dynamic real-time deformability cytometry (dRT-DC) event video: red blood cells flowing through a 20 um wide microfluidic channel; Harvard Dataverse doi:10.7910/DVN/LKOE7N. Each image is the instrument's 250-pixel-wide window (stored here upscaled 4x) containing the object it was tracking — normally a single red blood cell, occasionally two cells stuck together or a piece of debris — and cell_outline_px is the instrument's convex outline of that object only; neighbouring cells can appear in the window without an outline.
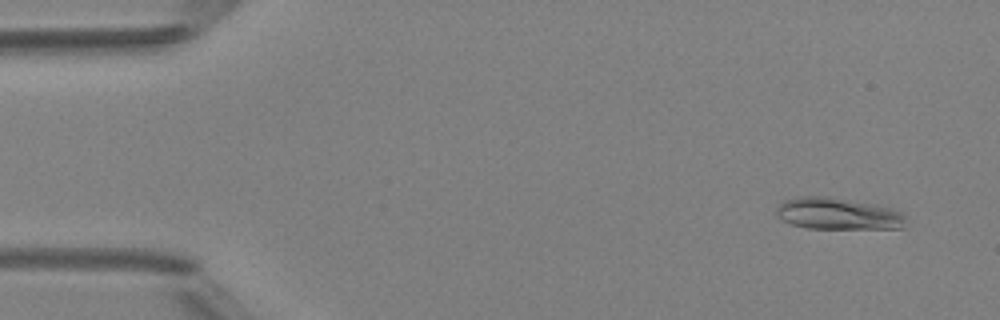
{"species": "Egyptian fruit bat (a non-hibernating species)", "species_latin": "Rousettus aegyptiacus", "temperature_condition": "room temperature", "stored_images_in_passage": 50, "camera_frame_rate_fps": 3000, "um_per_image_px": 0.085, "animal": {"sex": "female"}, "frame": {"image": 1, "passage_image": 4, "time_ms": 1.0, "image_size_px": [1000, 320], "cell_outline_px": [[908, 216], [904, 228], [808, 228], [792, 224], [780, 220], [776, 216], [776, 208], [784, 200], [800, 196], [828, 196], [880, 204], [892, 208]], "centroid_in_image_um": [71.26, 18.15], "position_along_channel_um": 13.7, "area_um2": 24.39}}
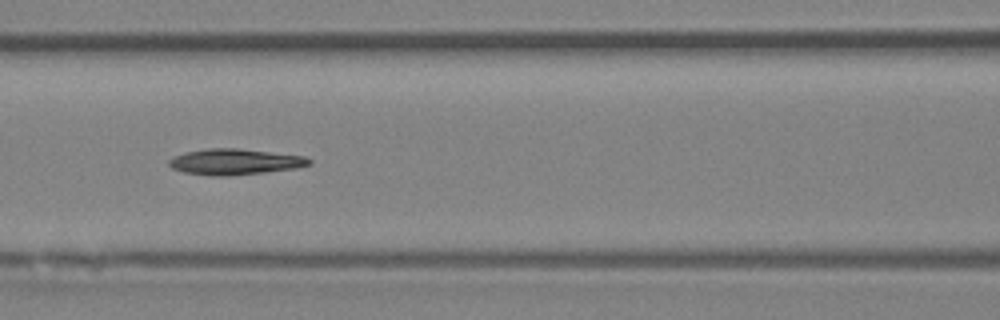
{"frame": {"image": 2, "passage_image": 22, "time_ms": 7.0, "image_size_px": [1000, 320], "cell_outline_px": [[312, 164], [296, 168], [264, 172], [224, 176], [212, 176], [184, 172], [172, 168], [168, 164], [168, 160], [172, 156], [184, 152], [208, 148], [236, 148], [304, 156], [312, 160]], "centroid_in_image_um": [19.92, 13.75], "position_along_channel_um": 146.7, "area_um2": 21.1}}
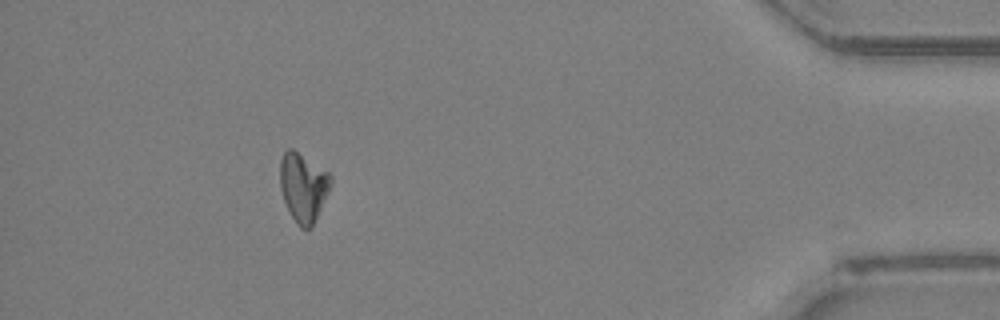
{"frame": {"image": 3, "passage_image": 45, "time_ms": 14.667, "image_size_px": [1000, 320], "cell_outline_px": [[332, 184], [312, 228], [300, 228], [296, 224], [284, 200], [280, 188], [280, 160], [284, 152], [288, 148], [292, 148], [328, 172], [332, 176]], "centroid_in_image_um": [25.78, 15.91], "position_along_channel_um": 409.4, "area_um2": 20.29}}